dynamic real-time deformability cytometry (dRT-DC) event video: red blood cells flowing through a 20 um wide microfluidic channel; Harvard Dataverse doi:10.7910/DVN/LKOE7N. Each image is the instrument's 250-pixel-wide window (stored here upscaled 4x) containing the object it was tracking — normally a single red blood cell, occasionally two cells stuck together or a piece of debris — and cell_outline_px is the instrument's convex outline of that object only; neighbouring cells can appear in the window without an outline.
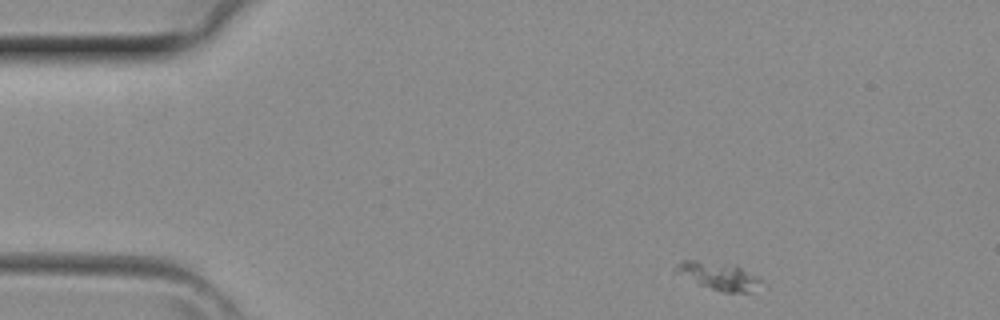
{"species": "common noctule bat (a hibernating species)", "species_latin": "Nyctalus noctula", "temperature_condition": "room temperature", "stored_images_in_passage": 4, "camera_frame_rate_fps": 3000, "um_per_image_px": 0.085, "animal": {"sex": "female", "body_mass_g": 29.2, "forearm_length_mm": 56.3}, "frame": {"image": 1, "passage_image": 1, "time_ms": 0.0, "image_size_px": [1000, 320], "cell_outline_px": [[768, 284], [748, 292], [724, 292], [700, 284], [672, 272], [672, 268], [676, 264], [684, 260], [696, 260], [736, 264], [764, 280]], "centroid_in_image_um": [61.13, 23.44], "position_along_channel_um": 23.9, "area_um2": 14.16}}
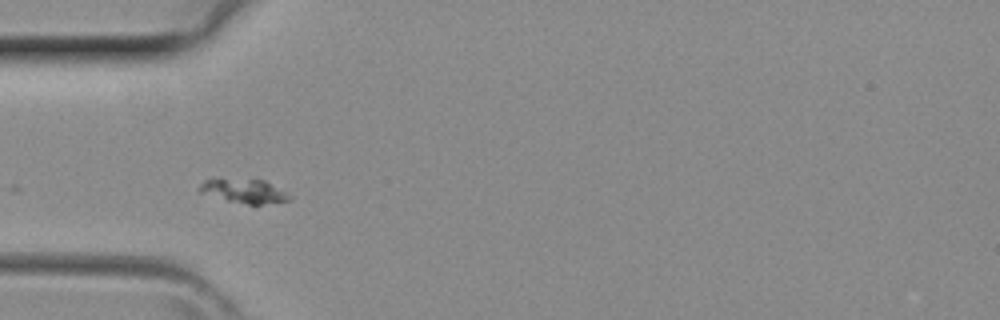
{"frame": {"image": 2, "passage_image": 3, "time_ms": 0.667, "image_size_px": [1000, 320], "cell_outline_px": [[292, 200], [260, 204], [248, 204], [228, 200], [200, 192], [196, 188], [204, 180], [264, 180], [292, 196]], "centroid_in_image_um": [20.77, 16.25], "position_along_channel_um": 64.2, "area_um2": 12.02}}
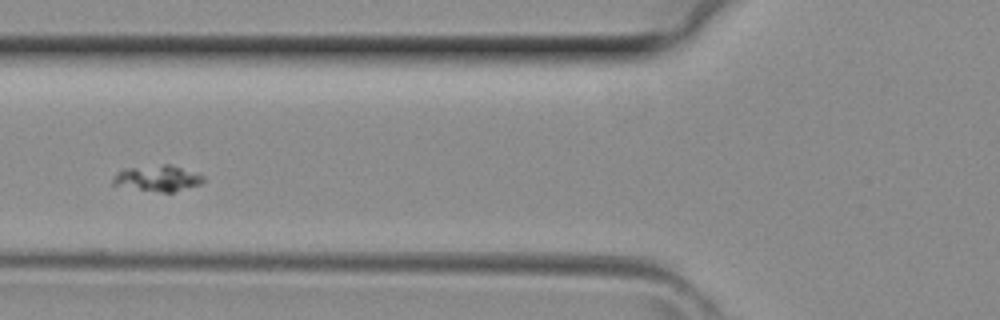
{"frame": {"image": 3, "passage_image": 4, "time_ms": 1.0, "image_size_px": [1000, 320], "cell_outline_px": [[204, 180], [200, 184], [172, 192], [160, 192], [112, 184], [112, 180], [116, 172], [124, 168], [164, 164], [168, 164], [204, 176]], "centroid_in_image_um": [13.37, 15.14], "position_along_channel_um": 112.4, "area_um2": 13.29}}